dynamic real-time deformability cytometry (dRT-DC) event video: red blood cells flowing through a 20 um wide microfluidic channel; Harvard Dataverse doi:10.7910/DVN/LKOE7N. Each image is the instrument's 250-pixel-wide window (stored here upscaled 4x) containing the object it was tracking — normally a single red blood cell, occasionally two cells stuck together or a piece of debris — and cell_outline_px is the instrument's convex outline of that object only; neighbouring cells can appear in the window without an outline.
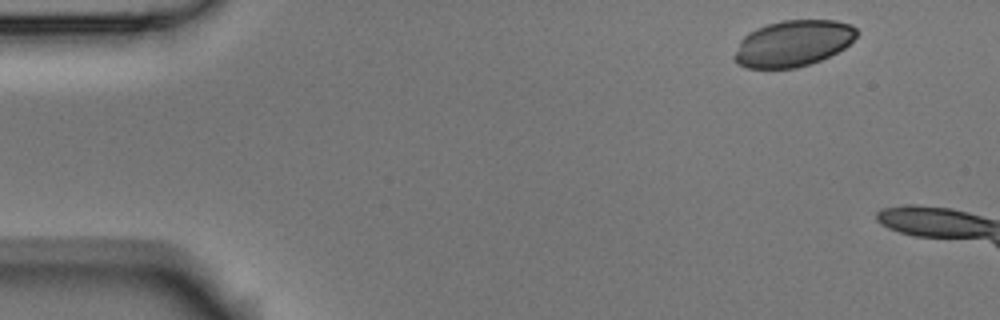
{"species": "Egyptian fruit bat (a non-hibernating species)", "species_latin": "Rousettus aegyptiacus", "temperature_condition": "room temperature", "stored_images_in_passage": 5, "camera_frame_rate_fps": 3000, "um_per_image_px": 0.085, "animal": {"sex": "male"}, "frame": {"image": 1, "passage_image": 1, "time_ms": 0.0, "image_size_px": [1000, 320], "cell_outline_px": [[856, 36], [844, 48], [820, 60], [796, 68], [748, 68], [736, 64], [732, 56], [740, 40], [748, 32], [756, 28], [768, 24], [784, 20], [836, 20], [852, 24], [856, 28]], "centroid_in_image_um": [67.37, 3.68], "position_along_channel_um": 17.6, "area_um2": 32.95}}